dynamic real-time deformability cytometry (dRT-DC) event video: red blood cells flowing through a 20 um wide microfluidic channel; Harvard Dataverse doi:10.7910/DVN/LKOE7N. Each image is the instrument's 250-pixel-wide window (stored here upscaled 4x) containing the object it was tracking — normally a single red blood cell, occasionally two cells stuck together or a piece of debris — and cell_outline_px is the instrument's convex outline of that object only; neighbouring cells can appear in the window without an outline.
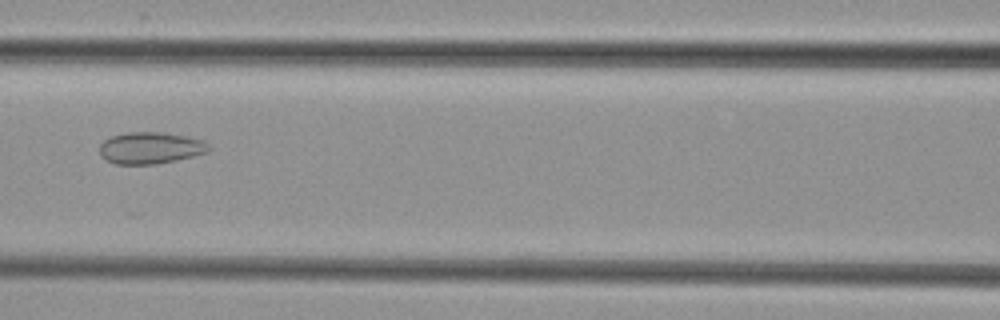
{"species": "common noctule bat (a hibernating species)", "species_latin": "Nyctalus noctula", "temperature_condition": "cold", "stored_images_in_passage": 8, "camera_frame_rate_fps": 3000, "um_per_image_px": 0.085, "animal": {"sex": "female", "body_mass_g": 29.2, "forearm_length_mm": 56.3}, "frame": {"image": 1, "passage_image": 8, "time_ms": 8.0, "image_size_px": [1000, 320], "cell_outline_px": [[212, 148], [208, 152], [176, 160], [156, 164], [116, 164], [104, 160], [100, 156], [100, 144], [104, 140], [112, 136], [128, 132], [160, 132], [184, 136], [204, 140]], "centroid_in_image_um": [12.78, 12.58], "position_along_channel_um": 153.8, "area_um2": 20.23}}